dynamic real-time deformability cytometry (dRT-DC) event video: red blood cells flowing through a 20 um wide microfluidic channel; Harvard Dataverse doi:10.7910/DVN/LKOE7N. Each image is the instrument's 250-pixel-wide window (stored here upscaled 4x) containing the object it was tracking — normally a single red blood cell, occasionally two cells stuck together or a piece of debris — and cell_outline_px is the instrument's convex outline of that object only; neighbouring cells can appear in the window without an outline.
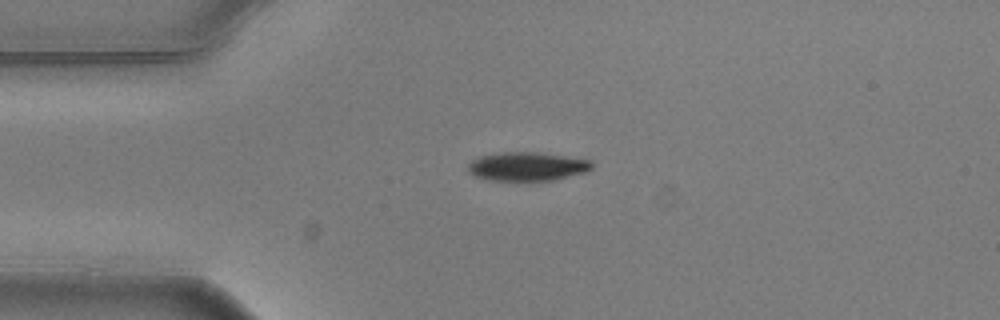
{"species": "common noctule bat (a hibernating species)", "species_latin": "Nyctalus noctula", "temperature_condition": "warm", "stored_images_in_passage": 1, "camera_frame_rate_fps": 3000, "um_per_image_px": 0.085, "animal": {"sex": "male", "body_mass_g": 20.5, "forearm_length_mm": 52.5}, "frame": {"image": 1, "passage_image": 1, "time_ms": 0.0, "image_size_px": [1000, 320], "cell_outline_px": [[592, 168], [584, 172], [556, 180], [488, 180], [476, 176], [468, 172], [468, 164], [472, 160], [480, 156], [504, 152], [532, 152], [564, 156], [592, 160]], "centroid_in_image_um": [44.8, 14.15], "position_along_channel_um": 40.2, "area_um2": 20.52}}